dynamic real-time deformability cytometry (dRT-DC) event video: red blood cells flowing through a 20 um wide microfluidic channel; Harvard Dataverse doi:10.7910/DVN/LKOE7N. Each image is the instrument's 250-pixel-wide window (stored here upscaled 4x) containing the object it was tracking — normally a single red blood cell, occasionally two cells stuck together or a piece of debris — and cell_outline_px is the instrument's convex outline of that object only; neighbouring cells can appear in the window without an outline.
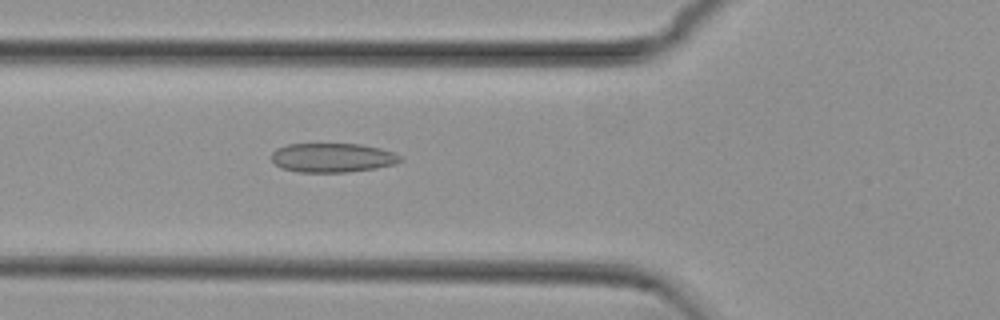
{"species": "common noctule bat (a hibernating species)", "species_latin": "Nyctalus noctula", "temperature_condition": "cold", "stored_images_in_passage": 40, "camera_frame_rate_fps": 3000, "um_per_image_px": 0.085, "animal": {"sex": "female", "body_mass_g": 29.2, "forearm_length_mm": 56.3}, "frame": {"image": 1, "passage_image": 11, "time_ms": 3.333, "image_size_px": [1000, 320], "cell_outline_px": [[404, 160], [396, 164], [376, 168], [348, 172], [300, 172], [280, 168], [272, 160], [272, 152], [276, 148], [288, 144], [360, 144], [380, 148], [392, 152], [400, 156]], "centroid_in_image_um": [28.26, 13.4], "position_along_channel_um": 97.5, "area_um2": 21.96}}
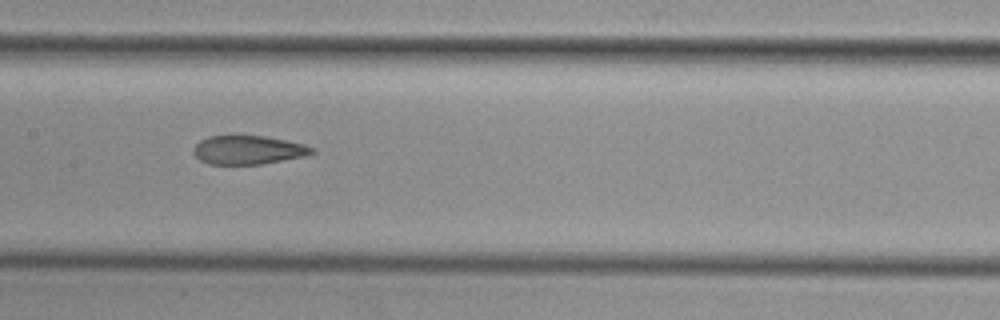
{"frame": {"image": 2, "passage_image": 18, "time_ms": 5.667, "image_size_px": [1000, 320], "cell_outline_px": [[316, 152], [304, 156], [260, 164], [208, 164], [200, 160], [192, 152], [192, 148], [200, 140], [208, 136], [264, 136], [304, 144], [316, 148]], "centroid_in_image_um": [21.08, 12.74], "position_along_channel_um": 186.3, "area_um2": 19.77}}
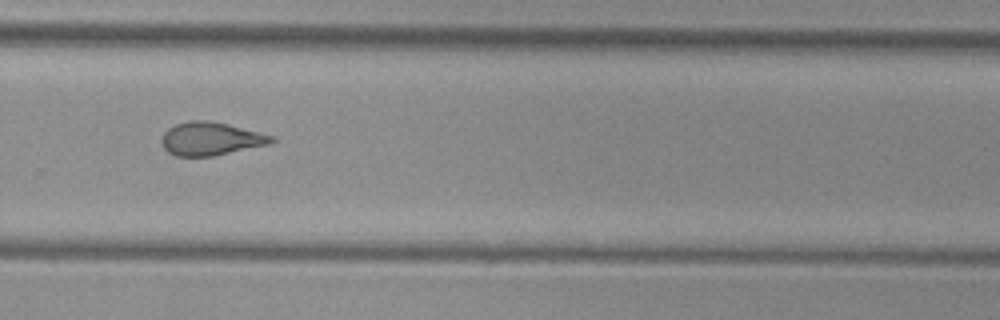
{"frame": {"image": 3, "passage_image": 28, "time_ms": 9.0, "image_size_px": [1000, 320], "cell_outline_px": [[276, 140], [272, 144], [212, 156], [176, 156], [168, 152], [164, 148], [164, 132], [168, 128], [176, 124], [188, 120], [208, 120], [228, 124], [260, 132], [272, 136]], "centroid_in_image_um": [17.96, 11.79], "position_along_channel_um": 311.8, "area_um2": 21.15}, "authors_computed_cell_mechanics": {"area_um2": 21.1259, "velocity_mm_per_s": 3.7753, "shape_relaxation_time_tau1_ms": null, "shape_relaxation_time_tau2_ms": 2.0783, "deformation_change_tau1": null, "deformation_change_tau2": 0.1051}}